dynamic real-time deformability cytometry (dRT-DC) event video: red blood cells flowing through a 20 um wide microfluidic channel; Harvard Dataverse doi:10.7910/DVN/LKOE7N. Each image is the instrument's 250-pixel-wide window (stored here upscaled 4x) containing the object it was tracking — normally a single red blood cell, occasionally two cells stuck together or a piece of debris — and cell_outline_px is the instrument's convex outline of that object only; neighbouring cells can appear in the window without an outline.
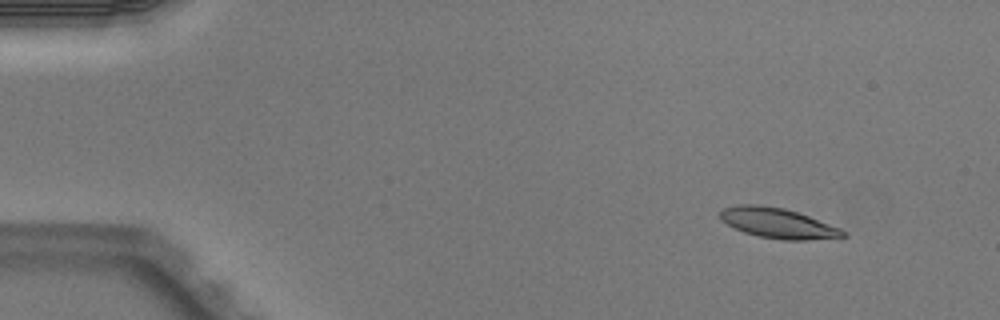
{"species": "Egyptian fruit bat (a non-hibernating species)", "species_latin": "Rousettus aegyptiacus", "temperature_condition": "warm", "stored_images_in_passage": 4, "camera_frame_rate_fps": 3000, "um_per_image_px": 0.085, "animal": {"sex": "male"}, "frame": {"image": 1, "passage_image": 1, "time_ms": 0.0, "image_size_px": [1000, 320], "cell_outline_px": [[848, 236], [804, 240], [784, 240], [760, 236], [744, 232], [720, 220], [720, 212], [724, 208], [736, 204], [760, 204], [784, 208], [808, 216], [840, 228]], "centroid_in_image_um": [66.08, 18.95], "position_along_channel_um": 18.9, "area_um2": 21.33}}
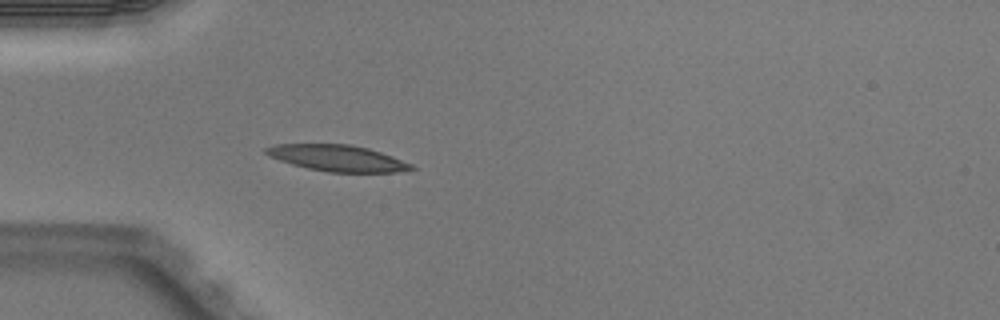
{"frame": {"image": 2, "passage_image": 4, "time_ms": 1.0, "image_size_px": [1000, 320], "cell_outline_px": [[416, 168], [396, 172], [328, 172], [308, 168], [292, 164], [268, 156], [264, 152], [264, 148], [276, 144], [352, 144], [368, 148], [392, 156], [412, 164]], "centroid_in_image_um": [28.66, 13.43], "position_along_channel_um": 56.3, "area_um2": 22.14}}